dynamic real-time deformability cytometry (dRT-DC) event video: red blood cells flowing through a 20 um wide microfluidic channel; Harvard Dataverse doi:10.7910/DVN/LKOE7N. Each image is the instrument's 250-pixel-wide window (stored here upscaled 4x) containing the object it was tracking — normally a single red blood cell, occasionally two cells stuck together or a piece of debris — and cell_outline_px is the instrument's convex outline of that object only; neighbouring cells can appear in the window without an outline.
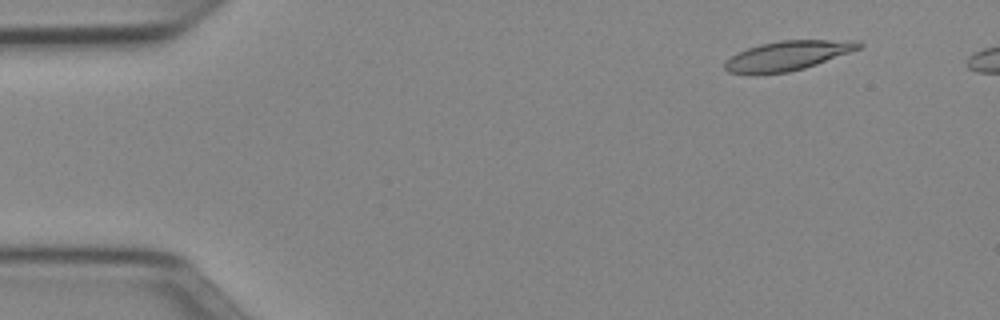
{"species": "Egyptian fruit bat (a non-hibernating species)", "species_latin": "Rousettus aegyptiacus", "temperature_condition": "cold", "stored_images_in_passage": 48, "camera_frame_rate_fps": 3000, "um_per_image_px": 0.085, "animal": {"sex": "female"}, "frame": {"image": 1, "passage_image": 5, "time_ms": 1.333, "image_size_px": [1000, 320], "cell_outline_px": [[864, 44], [860, 48], [816, 64], [804, 68], [788, 72], [756, 76], [728, 72], [724, 68], [724, 64], [736, 52], [760, 44], [780, 40], [860, 40]], "centroid_in_image_um": [66.91, 4.75], "position_along_channel_um": 18.1, "area_um2": 23.29}}
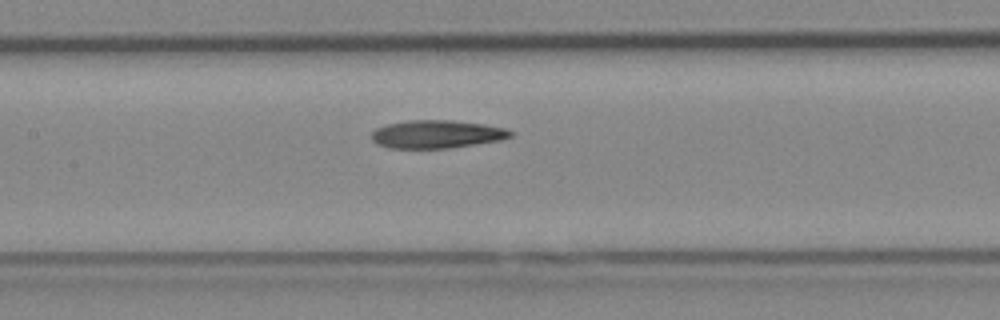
{"frame": {"image": 2, "passage_image": 24, "time_ms": 7.667, "image_size_px": [1000, 320], "cell_outline_px": [[512, 136], [500, 140], [448, 148], [388, 148], [376, 144], [372, 140], [372, 132], [376, 128], [388, 124], [408, 120], [452, 120], [484, 124], [504, 128], [512, 132]], "centroid_in_image_um": [37.09, 11.4], "position_along_channel_um": 170.3, "area_um2": 22.6}}
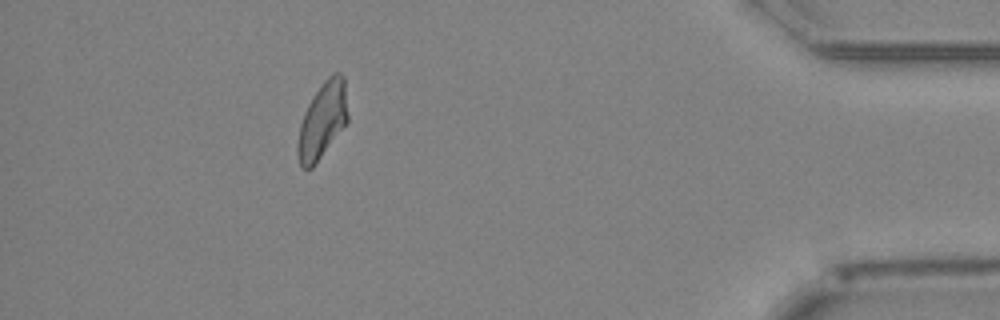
{"frame": {"image": 3, "passage_image": 46, "time_ms": 15.0, "image_size_px": [1000, 320], "cell_outline_px": [[348, 120], [312, 168], [300, 168], [296, 152], [296, 144], [300, 124], [304, 112], [308, 104], [324, 80], [332, 72], [340, 72], [344, 76], [348, 116]], "centroid_in_image_um": [27.38, 10.22], "position_along_channel_um": 407.8, "area_um2": 22.14}, "authors_computed_cell_mechanics": {"area_um2": 22.8599, "velocity_mm_per_s": 3.9329, "shape_relaxation_time_tau1_ms": null, "shape_relaxation_time_tau2_ms": 3.5169, "deformation_change_tau1": null, "deformation_change_tau2": 0.1049}}